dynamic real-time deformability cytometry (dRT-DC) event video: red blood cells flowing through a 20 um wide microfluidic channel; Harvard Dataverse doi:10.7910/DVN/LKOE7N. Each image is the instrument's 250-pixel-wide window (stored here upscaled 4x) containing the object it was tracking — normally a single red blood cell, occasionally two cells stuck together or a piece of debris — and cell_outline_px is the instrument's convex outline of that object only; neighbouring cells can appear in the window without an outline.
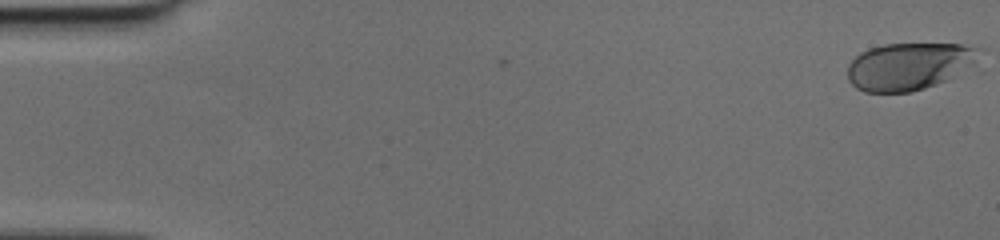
{"species": "human", "species_latin": "Homo sapiens", "temperature_condition": "cold", "stored_images_in_passage": 36, "camera_frame_rate_fps": 3000, "um_per_image_px": 0.085, "donor": {"sex": "female"}, "frame": {"image": 1, "passage_image": 1, "time_ms": 0.0, "image_size_px": [1000, 240], "cell_outline_px": [[972, 60], [944, 80], [936, 84], [912, 92], [864, 92], [856, 88], [848, 80], [848, 64], [860, 52], [868, 48], [884, 44], [960, 44], [972, 48]], "centroid_in_image_um": [77.02, 5.64], "position_along_channel_um": 8.0, "area_um2": 34.74}}
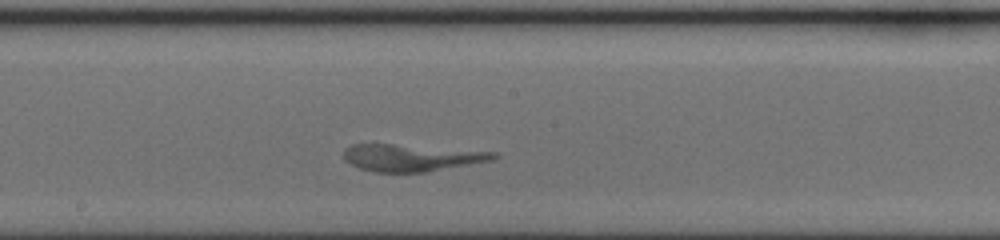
{"frame": {"image": 2, "passage_image": 24, "time_ms": 7.667, "image_size_px": [1000, 240], "cell_outline_px": [[500, 156], [492, 160], [428, 172], [372, 172], [356, 168], [348, 164], [344, 160], [344, 148], [352, 144], [392, 144], [496, 152]], "centroid_in_image_um": [34.92, 13.41], "position_along_channel_um": 213.3, "area_um2": 23.7}}
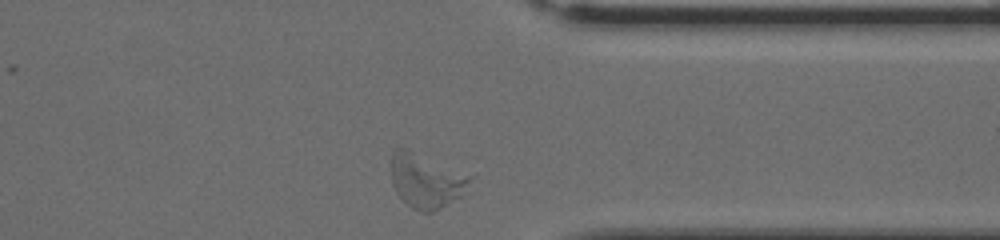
{"frame": {"image": 3, "passage_image": 36, "time_ms": 11.667, "image_size_px": [1000, 240], "cell_outline_px": [[476, 172], [460, 196], [440, 208], [432, 212], [420, 212], [412, 208], [396, 192], [392, 184], [388, 164], [392, 152], [396, 148], [404, 148]], "centroid_in_image_um": [36.25, 15.29], "position_along_channel_um": 375.2, "area_um2": 26.01}}